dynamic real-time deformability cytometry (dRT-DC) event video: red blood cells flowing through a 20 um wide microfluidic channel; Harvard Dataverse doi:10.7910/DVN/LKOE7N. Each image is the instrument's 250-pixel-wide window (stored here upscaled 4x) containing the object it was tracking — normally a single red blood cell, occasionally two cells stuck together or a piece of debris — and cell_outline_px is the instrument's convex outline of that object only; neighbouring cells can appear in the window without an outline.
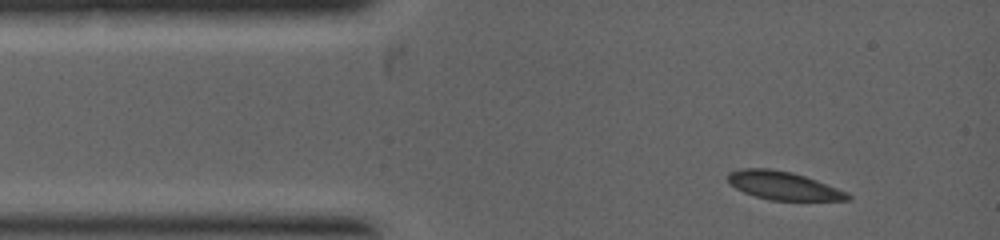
{"species": "common noctule bat (a hibernating species)", "species_latin": "Nyctalus noctula", "temperature_condition": "warm", "stored_images_in_passage": 3, "segment_of_instrument_passage": [1, 2], "camera_frame_rate_fps": 5000, "um_per_image_px": 0.085, "animal": {"sex": "female", "body_mass_g": 19.0, "forearm_length_mm": 53.3}, "frame": {"image": 1, "passage_image": 1, "time_ms": 0.0, "image_size_px": [1000, 240], "cell_outline_px": [[852, 196], [848, 200], [772, 200], [756, 196], [744, 192], [736, 188], [728, 180], [728, 172], [740, 168], [768, 168], [792, 172], [816, 180], [848, 192]], "centroid_in_image_um": [66.58, 15.77], "position_along_channel_um": 18.4, "area_um2": 19.54}}